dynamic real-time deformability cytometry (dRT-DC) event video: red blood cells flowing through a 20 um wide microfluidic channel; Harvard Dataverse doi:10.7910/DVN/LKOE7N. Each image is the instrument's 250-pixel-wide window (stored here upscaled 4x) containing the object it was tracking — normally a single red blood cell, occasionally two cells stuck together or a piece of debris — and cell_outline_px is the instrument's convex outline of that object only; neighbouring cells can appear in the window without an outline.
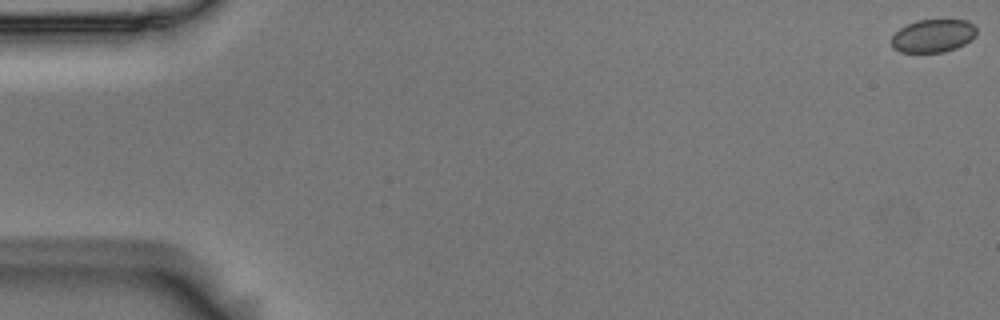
{"species": "Egyptian fruit bat (a non-hibernating species)", "species_latin": "Rousettus aegyptiacus", "temperature_condition": "room temperature", "stored_images_in_passage": 56, "camera_frame_rate_fps": 3000, "um_per_image_px": 0.085, "animal": {"sex": "male"}, "frame": {"image": 1, "passage_image": 1, "time_ms": 0.0, "image_size_px": [1000, 320], "cell_outline_px": [[976, 36], [972, 40], [956, 48], [944, 52], [900, 52], [892, 48], [892, 36], [900, 28], [916, 20], [968, 20], [976, 28]], "centroid_in_image_um": [79.32, 3.05], "position_along_channel_um": 5.7, "area_um2": 16.42}}
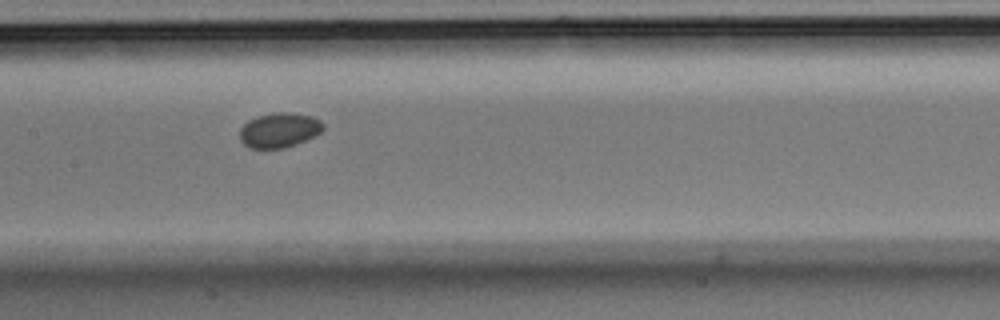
{"frame": {"image": 2, "passage_image": 28, "time_ms": 9.0, "image_size_px": [1000, 320], "cell_outline_px": [[324, 128], [320, 132], [304, 140], [284, 148], [252, 148], [244, 144], [240, 140], [240, 128], [248, 120], [256, 116], [272, 112], [292, 112], [312, 116], [320, 120], [324, 124]], "centroid_in_image_um": [23.72, 11.03], "position_along_channel_um": 183.7, "area_um2": 16.88}}
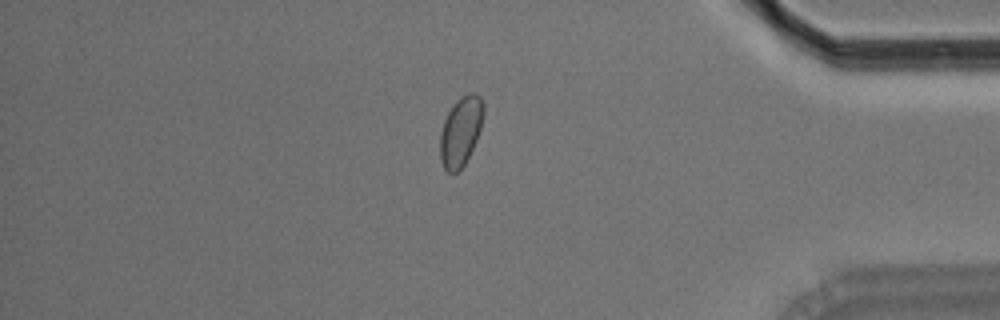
{"frame": {"image": 3, "passage_image": 48, "time_ms": 15.667, "image_size_px": [1000, 320], "cell_outline_px": [[484, 112], [480, 128], [476, 140], [464, 164], [456, 172], [448, 172], [444, 168], [440, 160], [440, 132], [444, 120], [448, 112], [456, 100], [460, 96], [468, 92], [476, 92], [480, 96], [484, 104]], "centroid_in_image_um": [39.16, 11.11], "position_along_channel_um": 396.0, "area_um2": 17.51}}